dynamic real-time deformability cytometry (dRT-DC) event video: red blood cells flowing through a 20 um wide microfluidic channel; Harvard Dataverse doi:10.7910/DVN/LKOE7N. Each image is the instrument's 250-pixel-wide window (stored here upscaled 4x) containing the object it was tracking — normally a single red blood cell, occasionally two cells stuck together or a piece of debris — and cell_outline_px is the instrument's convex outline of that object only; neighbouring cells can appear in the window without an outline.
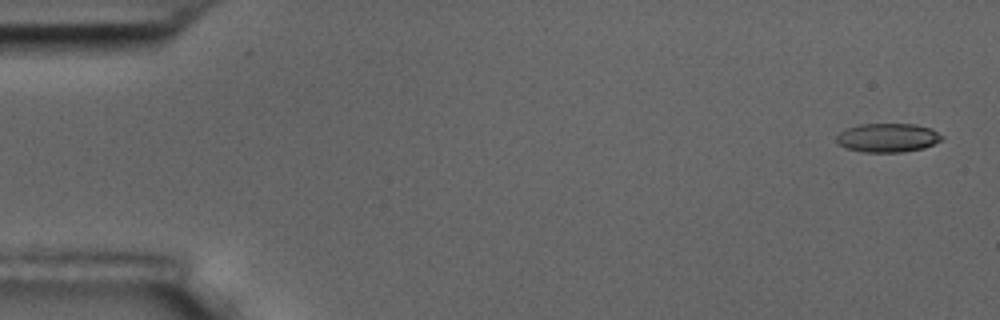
{"species": "common noctule bat (a hibernating species)", "species_latin": "Nyctalus noctula", "temperature_condition": "room temperature", "stored_images_in_passage": 5, "camera_frame_rate_fps": 3000, "um_per_image_px": 0.085, "animal": {"sex": "male", "body_mass_g": 17.5, "forearm_length_mm": 52.3}, "frame": {"image": 1, "passage_image": 1, "time_ms": 0.0, "image_size_px": [1000, 320], "cell_outline_px": [[944, 136], [940, 140], [924, 148], [904, 152], [860, 152], [848, 148], [840, 144], [836, 140], [836, 136], [840, 132], [848, 128], [860, 124], [916, 124], [932, 128]], "centroid_in_image_um": [75.48, 11.7], "position_along_channel_um": 9.5, "area_um2": 17.69}}
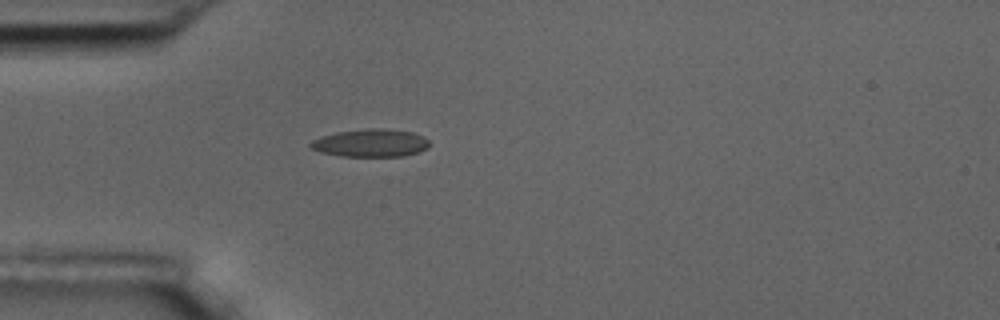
{"frame": {"image": 2, "passage_image": 5, "time_ms": 4.667, "image_size_px": [1000, 320], "cell_outline_px": [[428, 148], [420, 152], [404, 156], [340, 156], [320, 152], [312, 148], [308, 144], [312, 140], [320, 136], [336, 132], [368, 128], [384, 128], [412, 132], [424, 136], [428, 140]], "centroid_in_image_um": [31.5, 12.15], "position_along_channel_um": 53.5, "area_um2": 19.42}}